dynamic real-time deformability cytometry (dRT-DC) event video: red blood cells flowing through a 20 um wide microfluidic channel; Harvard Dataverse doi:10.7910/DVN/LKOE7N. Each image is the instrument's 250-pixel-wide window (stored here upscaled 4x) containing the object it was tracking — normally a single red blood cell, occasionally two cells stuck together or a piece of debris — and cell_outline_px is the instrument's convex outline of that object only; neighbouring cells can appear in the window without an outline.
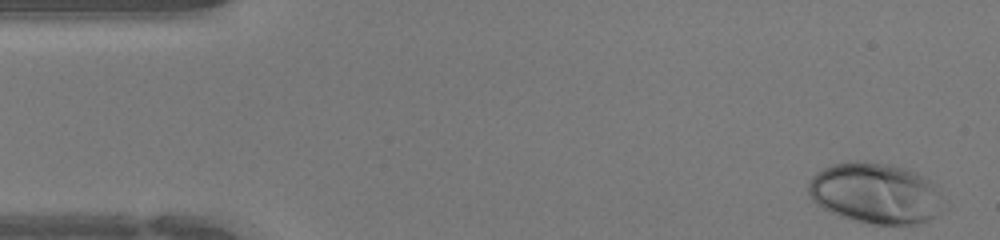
{"species": "human", "species_latin": "Homo sapiens", "temperature_condition": "warm", "stored_images_in_passage": 43, "camera_frame_rate_fps": 3000, "um_per_image_px": 0.085, "donor": {"sex": "female"}, "frame": {"image": 1, "passage_image": 1, "time_ms": 0.0, "image_size_px": [1000, 240], "cell_outline_px": [[940, 212], [936, 216], [928, 220], [916, 224], [876, 224], [856, 220], [840, 216], [828, 212], [816, 204], [812, 200], [808, 192], [808, 180], [816, 172], [832, 164], [848, 160], [864, 160], [888, 164], [904, 168], [916, 172], [928, 180], [932, 184]], "centroid_in_image_um": [74.28, 16.4], "position_along_channel_um": 10.7, "area_um2": 47.34}}
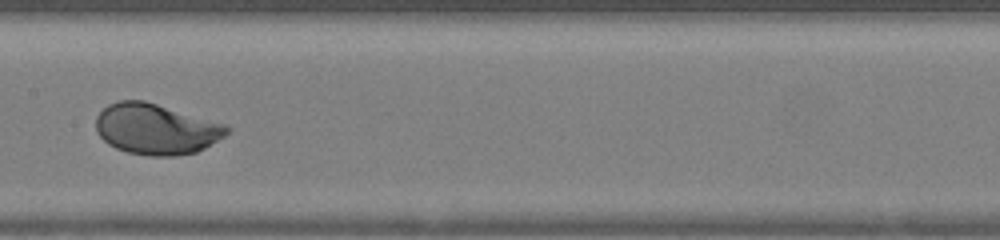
{"frame": {"image": 2, "passage_image": 21, "time_ms": 6.667, "image_size_px": [1000, 240], "cell_outline_px": [[232, 128], [224, 136], [204, 148], [196, 152], [176, 156], [148, 156], [128, 152], [116, 148], [108, 144], [96, 132], [96, 116], [108, 104], [120, 100], [144, 100], [228, 124]], "centroid_in_image_um": [13.28, 10.96], "position_along_channel_um": 194.1, "area_um2": 38.96}}
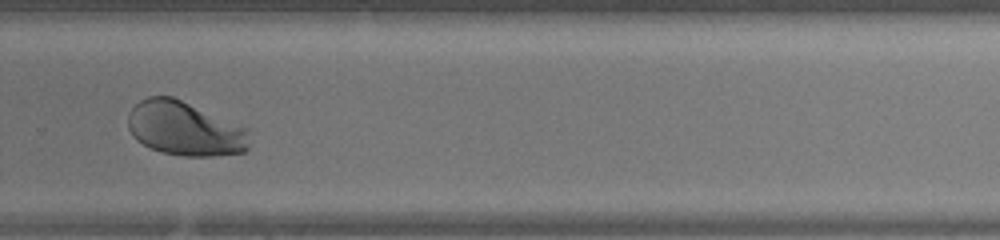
{"frame": {"image": 3, "passage_image": 29, "time_ms": 9.333, "image_size_px": [1000, 240], "cell_outline_px": [[248, 152], [212, 156], [184, 156], [160, 152], [136, 140], [132, 136], [128, 128], [128, 112], [140, 100], [148, 96], [172, 96], [248, 128]], "centroid_in_image_um": [15.7, 10.94], "position_along_channel_um": 314.1, "area_um2": 38.44}}